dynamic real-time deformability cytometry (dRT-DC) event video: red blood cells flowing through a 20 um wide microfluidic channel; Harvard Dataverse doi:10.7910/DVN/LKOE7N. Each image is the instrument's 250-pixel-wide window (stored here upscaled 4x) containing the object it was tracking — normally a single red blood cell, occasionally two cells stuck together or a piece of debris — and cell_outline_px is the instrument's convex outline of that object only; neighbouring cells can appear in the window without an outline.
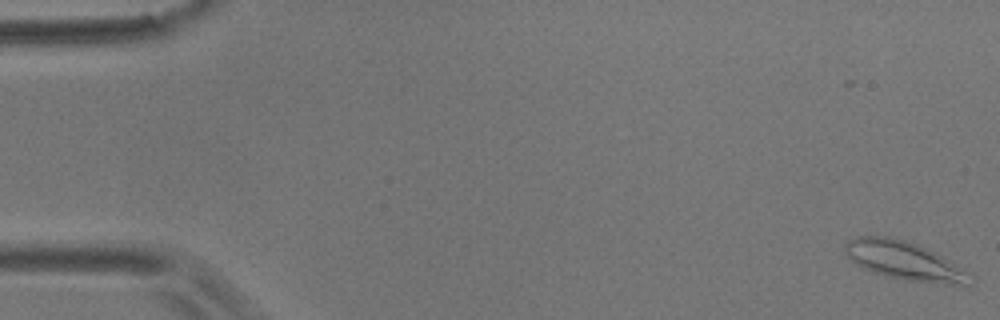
{"species": "common noctule bat (a hibernating species)", "species_latin": "Nyctalus noctula", "temperature_condition": "room temperature", "stored_images_in_passage": 57, "camera_frame_rate_fps": 3000, "um_per_image_px": 0.085, "animal": {"sex": "male", "body_mass_g": 17.9}, "frame": {"image": 1, "passage_image": 1, "time_ms": 0.0, "image_size_px": [1000, 320], "cell_outline_px": [[976, 280], [972, 284], [960, 288], [908, 280], [888, 276], [860, 268], [844, 252], [844, 244], [848, 240], [856, 236], [888, 236], [904, 240], [916, 244], [940, 256], [972, 276]], "centroid_in_image_um": [76.89, 22.21], "position_along_channel_um": 8.1, "area_um2": 28.21}}
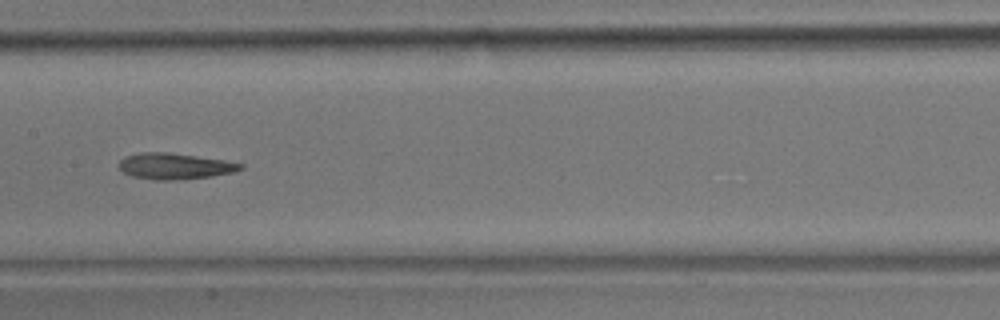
{"frame": {"image": 2, "passage_image": 29, "time_ms": 9.333, "image_size_px": [1000, 320], "cell_outline_px": [[244, 168], [232, 172], [212, 176], [176, 180], [156, 180], [132, 176], [124, 172], [120, 168], [120, 160], [124, 156], [140, 152], [168, 152], [224, 160], [244, 164]], "centroid_in_image_um": [14.85, 14.12], "position_along_channel_um": 192.6, "area_um2": 18.38}}
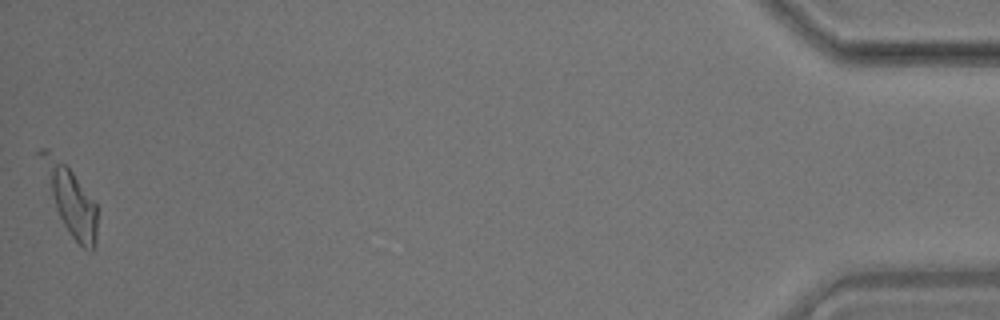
{"frame": {"image": 3, "passage_image": 57, "time_ms": 18.667, "image_size_px": [1000, 320], "cell_outline_px": [[96, 240], [92, 252], [84, 248], [68, 232], [56, 208], [36, 152], [40, 148], [48, 148], [72, 172], [96, 204]], "centroid_in_image_um": [5.95, 16.95], "position_along_channel_um": 429.2, "area_um2": 21.15}, "authors_computed_cell_mechanics": {"area_um2": 18.496, "velocity_mm_per_s": 3.5093, "shape_relaxation_time_tau1_ms": null, "shape_relaxation_time_tau2_ms": 6.9487, "deformation_change_tau1": null, "deformation_change_tau2": 0.1762}}